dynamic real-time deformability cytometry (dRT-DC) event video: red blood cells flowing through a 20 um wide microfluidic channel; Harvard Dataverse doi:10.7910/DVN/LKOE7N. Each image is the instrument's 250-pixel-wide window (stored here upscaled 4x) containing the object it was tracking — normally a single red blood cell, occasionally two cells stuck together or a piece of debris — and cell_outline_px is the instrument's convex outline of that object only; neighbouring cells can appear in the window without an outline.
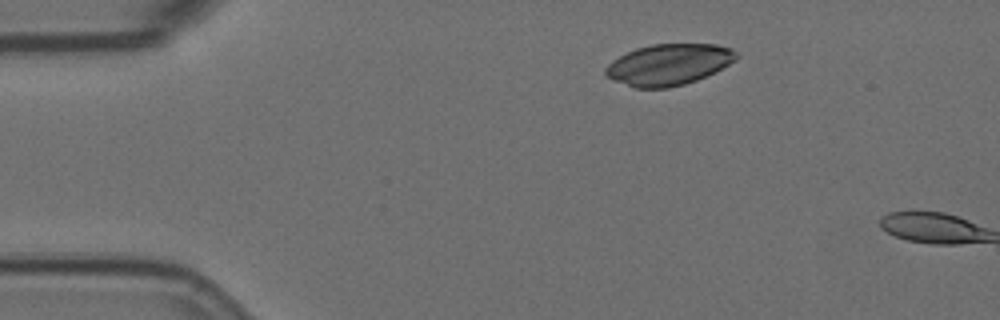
{"species": "Egyptian fruit bat (a non-hibernating species)", "species_latin": "Rousettus aegyptiacus", "temperature_condition": "room temperature", "stored_images_in_passage": 2, "camera_frame_rate_fps": 3000, "um_per_image_px": 0.085, "animal": {"sex": "female"}, "frame": {"image": 1, "passage_image": 1, "time_ms": 0.0, "image_size_px": [1000, 320], "cell_outline_px": [[740, 56], [728, 64], [696, 80], [684, 84], [668, 88], [636, 88], [604, 76], [604, 68], [612, 60], [636, 48], [652, 44], [716, 44], [732, 48]], "centroid_in_image_um": [56.81, 5.48], "position_along_channel_um": 28.2, "area_um2": 31.15}}